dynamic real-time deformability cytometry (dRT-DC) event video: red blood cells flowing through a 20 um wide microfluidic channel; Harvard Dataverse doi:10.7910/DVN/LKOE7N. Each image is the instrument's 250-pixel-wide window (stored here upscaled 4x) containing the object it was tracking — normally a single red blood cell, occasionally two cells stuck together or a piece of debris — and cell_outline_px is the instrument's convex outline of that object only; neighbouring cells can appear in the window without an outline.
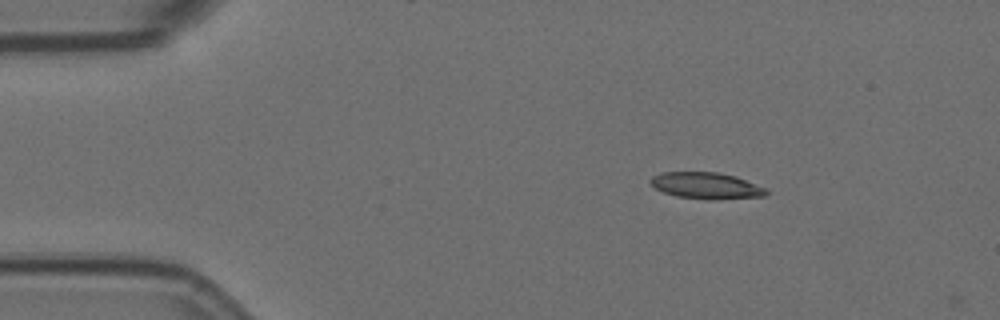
{"species": "Egyptian fruit bat (a non-hibernating species)", "species_latin": "Rousettus aegyptiacus", "temperature_condition": "room temperature", "stored_images_in_passage": 2, "camera_frame_rate_fps": 3000, "um_per_image_px": 0.085, "animal": {"sex": "female"}, "frame": {"image": 1, "passage_image": 1, "time_ms": 0.0, "image_size_px": [1000, 320], "cell_outline_px": [[768, 192], [764, 196], [716, 200], [708, 200], [676, 196], [664, 192], [656, 188], [648, 180], [652, 176], [660, 172], [716, 172], [736, 176], [768, 188]], "centroid_in_image_um": [60.05, 15.78], "position_along_channel_um": 24.9, "area_um2": 18.03}}